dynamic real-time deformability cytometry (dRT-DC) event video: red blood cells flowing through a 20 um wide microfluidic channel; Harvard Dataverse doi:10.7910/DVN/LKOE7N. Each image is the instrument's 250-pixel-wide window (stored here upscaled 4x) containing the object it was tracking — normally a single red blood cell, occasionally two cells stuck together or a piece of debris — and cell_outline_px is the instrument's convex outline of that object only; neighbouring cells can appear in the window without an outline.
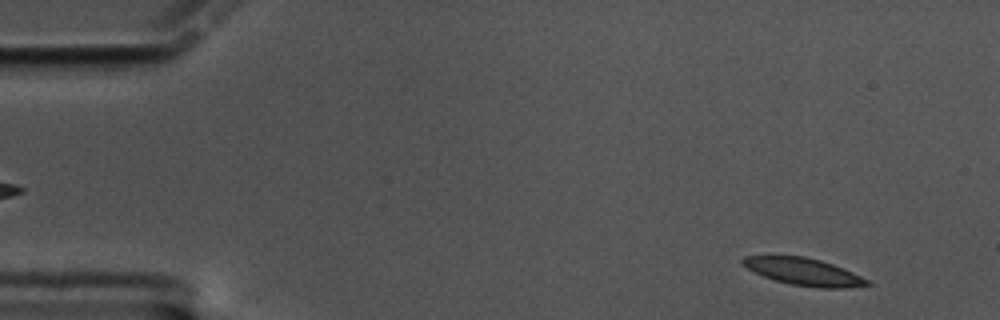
{"species": "common noctule bat (a hibernating species)", "species_latin": "Nyctalus noctula", "temperature_condition": "cold", "stored_images_in_passage": 59, "segment_of_instrument_passage": [1, 2], "camera_frame_rate_fps": 3000, "um_per_image_px": 0.085, "animal": {"sex": "male", "body_mass_g": 17.5, "forearm_length_mm": 52.3}, "frame": {"image": 1, "passage_image": 4, "time_ms": 1.0, "image_size_px": [1000, 320], "cell_outline_px": [[872, 284], [844, 288], [816, 288], [788, 284], [764, 276], [740, 264], [740, 260], [744, 256], [804, 256], [820, 260], [832, 264], [852, 272], [868, 280]], "centroid_in_image_um": [68.29, 23.1], "position_along_channel_um": 16.7, "area_um2": 19.59}}
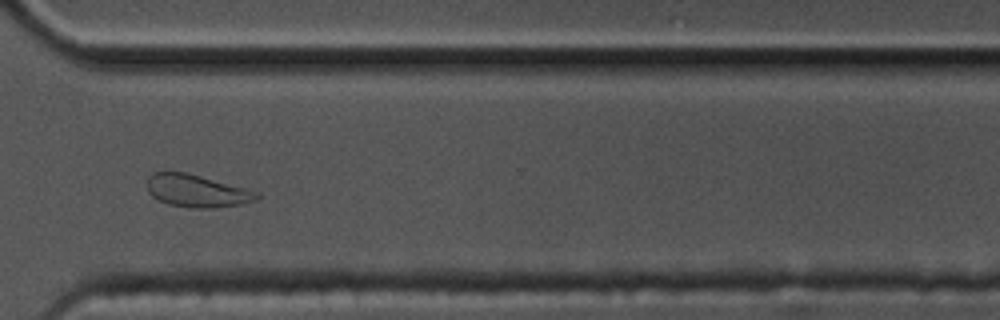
{"frame": {"image": 2, "passage_image": 43, "time_ms": 14.0, "image_size_px": [1000, 320], "cell_outline_px": [[260, 196], [256, 200], [240, 204], [212, 208], [192, 208], [168, 204], [152, 196], [148, 192], [148, 176], [152, 172], [184, 172], [248, 188], [260, 192]], "centroid_in_image_um": [16.75, 16.22], "position_along_channel_um": 353.8, "area_um2": 20.75}}
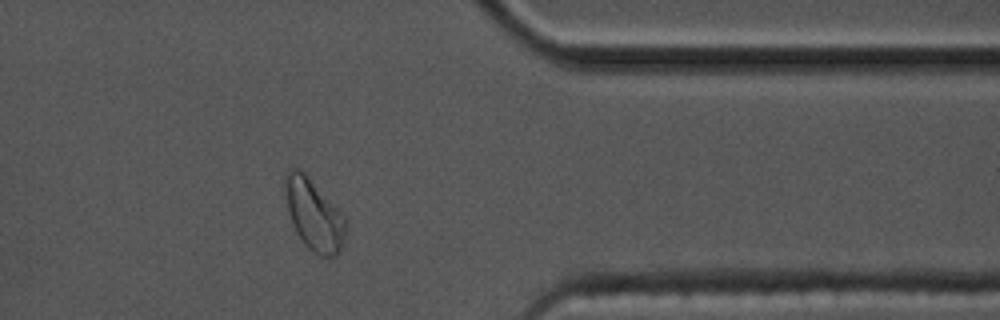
{"frame": {"image": 3, "passage_image": 47, "time_ms": 15.333, "image_size_px": [1000, 320], "cell_outline_px": [[348, 220], [344, 244], [340, 252], [336, 256], [320, 256], [308, 248], [304, 244], [296, 232], [292, 224], [288, 212], [284, 188], [284, 176], [288, 168], [296, 168], [304, 172], [308, 176]], "centroid_in_image_um": [26.69, 18.27], "position_along_channel_um": 384.7, "area_um2": 25.43}}